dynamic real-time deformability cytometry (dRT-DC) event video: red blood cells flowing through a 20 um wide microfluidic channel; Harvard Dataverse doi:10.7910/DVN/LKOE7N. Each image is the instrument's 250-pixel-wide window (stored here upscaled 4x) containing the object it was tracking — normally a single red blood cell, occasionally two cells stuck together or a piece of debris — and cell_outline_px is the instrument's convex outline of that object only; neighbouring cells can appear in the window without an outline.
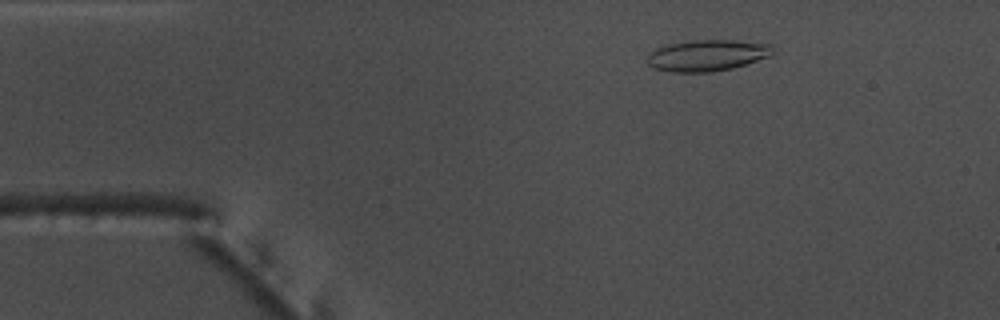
{"species": "common noctule bat (a hibernating species)", "species_latin": "Nyctalus noctula", "temperature_condition": "warm", "stored_images_in_passage": 53, "camera_frame_rate_fps": 3000, "um_per_image_px": 0.085, "animal": {"sex": "male", "body_mass_g": 17.5, "forearm_length_mm": 52.3}, "frame": {"image": 1, "passage_image": 8, "time_ms": 2.333, "image_size_px": [1000, 320], "cell_outline_px": [[772, 52], [768, 56], [732, 68], [712, 72], [672, 72], [652, 68], [648, 64], [648, 56], [656, 48], [668, 44], [696, 40], [732, 40], [772, 44]], "centroid_in_image_um": [60.08, 4.71], "position_along_channel_um": 24.9, "area_um2": 22.6}}
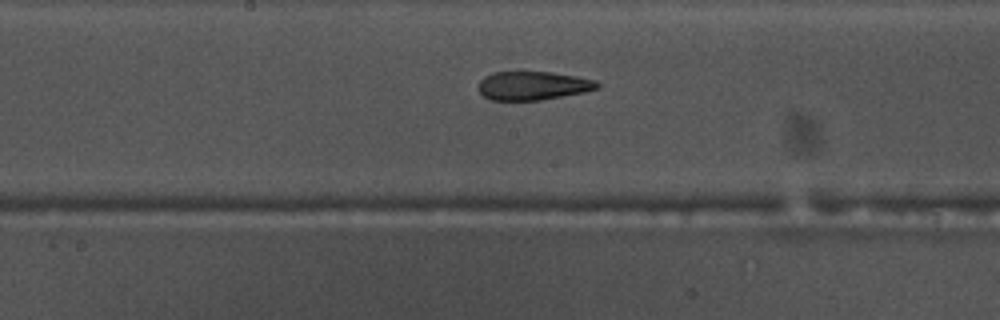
{"frame": {"image": 2, "passage_image": 27, "time_ms": 8.667, "image_size_px": [1000, 320], "cell_outline_px": [[600, 88], [584, 92], [540, 100], [492, 100], [484, 96], [480, 92], [480, 80], [484, 76], [492, 72], [552, 72], [576, 76], [596, 80], [600, 84]], "centroid_in_image_um": [45.33, 7.27], "position_along_channel_um": 202.9, "area_um2": 19.77}}
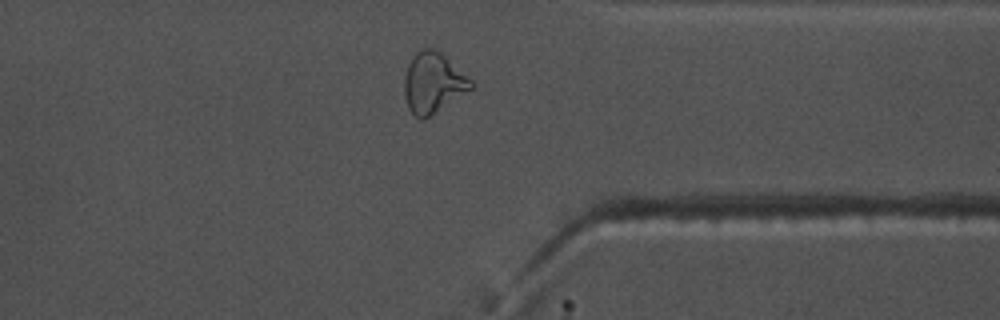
{"frame": {"image": 3, "passage_image": 41, "time_ms": 13.333, "image_size_px": [1000, 320], "cell_outline_px": [[476, 84], [472, 88], [424, 120], [420, 120], [408, 108], [404, 96], [404, 76], [408, 64], [412, 56], [420, 48], [436, 48], [472, 80]], "centroid_in_image_um": [36.79, 7.02], "position_along_channel_um": 374.6, "area_um2": 23.52}, "authors_computed_cell_mechanics": {"area_um2": 22.0218, "velocity_mm_per_s": 3.7934, "shape_relaxation_time_tau1_ms": null, "shape_relaxation_time_tau2_ms": 2.7379, "deformation_change_tau1": null, "deformation_change_tau2": 0.1123}}